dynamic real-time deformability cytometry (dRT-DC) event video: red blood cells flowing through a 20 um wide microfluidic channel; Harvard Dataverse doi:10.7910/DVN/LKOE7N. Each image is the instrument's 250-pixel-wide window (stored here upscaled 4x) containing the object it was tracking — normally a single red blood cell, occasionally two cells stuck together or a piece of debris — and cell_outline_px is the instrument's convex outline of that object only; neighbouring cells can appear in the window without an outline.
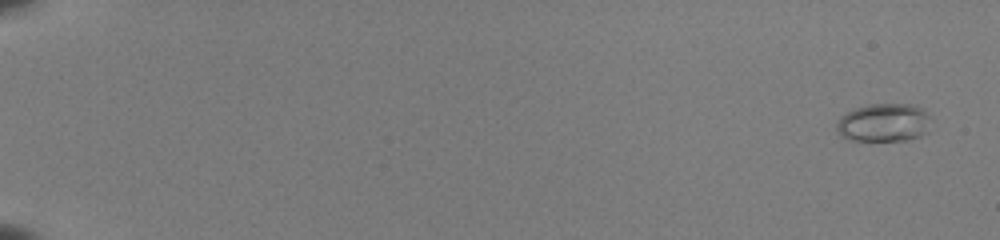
{"species": "common noctule bat (a hibernating species)", "species_latin": "Nyctalus noctula", "temperature_condition": "room temperature", "stored_images_in_passage": 54, "camera_frame_rate_fps": 3000, "um_per_image_px": 0.085, "animal": {"sex": "female", "body_mass_g": 22.0, "forearm_length_mm": 56.7}, "frame": {"image": 1, "passage_image": 3, "time_ms": 0.667, "image_size_px": [1000, 240], "cell_outline_px": [[928, 132], [920, 136], [908, 140], [848, 140], [840, 136], [836, 128], [836, 124], [840, 116], [856, 108], [868, 104], [912, 104], [924, 108], [928, 116]], "centroid_in_image_um": [75.11, 10.42], "position_along_channel_um": 9.9, "area_um2": 21.1}}
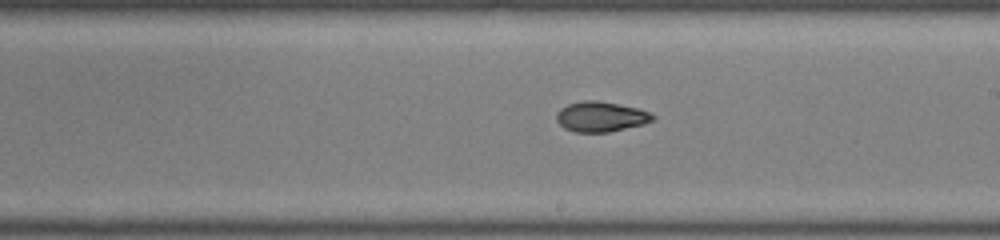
{"frame": {"image": 2, "passage_image": 35, "time_ms": 11.333, "image_size_px": [1000, 240], "cell_outline_px": [[656, 116], [652, 120], [644, 124], [608, 132], [572, 132], [564, 128], [556, 120], [556, 112], [560, 108], [568, 104], [584, 100], [596, 100], [640, 108]], "centroid_in_image_um": [51.05, 9.91], "position_along_channel_um": 238.0, "area_um2": 16.99}}
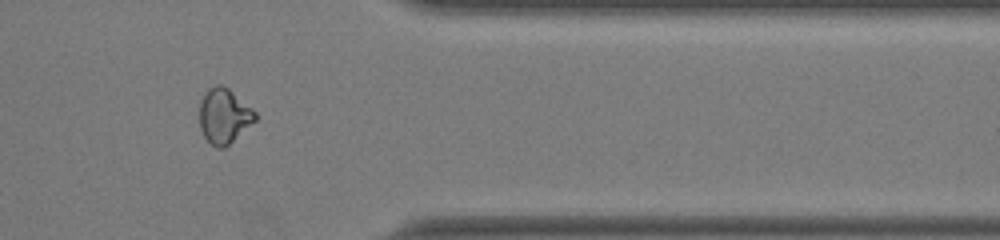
{"frame": {"image": 3, "passage_image": 47, "time_ms": 15.333, "image_size_px": [1000, 240], "cell_outline_px": [[256, 120], [224, 148], [216, 148], [204, 136], [200, 128], [200, 100], [204, 92], [208, 88], [216, 84], [220, 84], [228, 88], [252, 108], [256, 112]], "centroid_in_image_um": [19.03, 9.83], "position_along_channel_um": 392.4, "area_um2": 17.74}, "authors_computed_cell_mechanics": {"area_um2": 17.6579, "velocity_mm_per_s": 4.0246, "shape_relaxation_time_tau1_ms": null, "shape_relaxation_time_tau2_ms": 2.304, "deformation_change_tau1": null, "deformation_change_tau2": 0.0631}}